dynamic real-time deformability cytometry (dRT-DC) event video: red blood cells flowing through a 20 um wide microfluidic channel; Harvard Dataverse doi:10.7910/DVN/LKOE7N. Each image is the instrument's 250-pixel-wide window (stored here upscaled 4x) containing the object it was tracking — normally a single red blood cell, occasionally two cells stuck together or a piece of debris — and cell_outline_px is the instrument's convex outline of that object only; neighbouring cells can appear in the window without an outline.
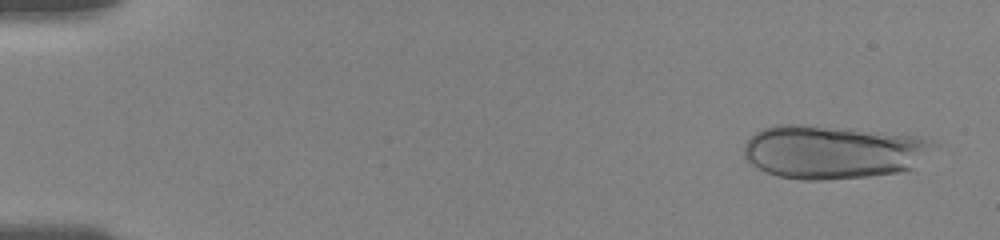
{"species": "human", "species_latin": "Homo sapiens", "temperature_condition": "room temperature", "stored_images_in_passage": 25, "segment_of_instrument_passage": [1, 2], "camera_frame_rate_fps": 3000, "um_per_image_px": 0.085, "donor": {"sex": "female"}, "frame": {"image": 1, "passage_image": 2, "time_ms": 0.667, "image_size_px": [1000, 240], "cell_outline_px": [[940, 144], [912, 172], [868, 176], [820, 180], [800, 180], [776, 176], [752, 164], [744, 156], [744, 144], [756, 132], [764, 128], [776, 124], [804, 124], [848, 128], [920, 136], [932, 140]], "centroid_in_image_um": [70.92, 12.91], "position_along_channel_um": 14.1, "area_um2": 60.23}}
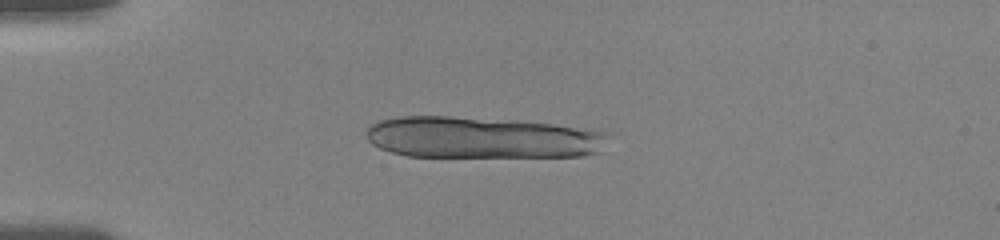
{"frame": {"image": 2, "passage_image": 15, "time_ms": 4.333, "image_size_px": [1000, 240], "cell_outline_px": [[604, 136], [600, 152], [584, 156], [408, 156], [392, 152], [380, 148], [372, 144], [368, 140], [368, 128], [376, 120], [396, 116], [448, 116], [512, 120], [552, 124], [600, 132]], "centroid_in_image_um": [40.82, 11.69], "position_along_channel_um": 44.2, "area_um2": 57.8}}